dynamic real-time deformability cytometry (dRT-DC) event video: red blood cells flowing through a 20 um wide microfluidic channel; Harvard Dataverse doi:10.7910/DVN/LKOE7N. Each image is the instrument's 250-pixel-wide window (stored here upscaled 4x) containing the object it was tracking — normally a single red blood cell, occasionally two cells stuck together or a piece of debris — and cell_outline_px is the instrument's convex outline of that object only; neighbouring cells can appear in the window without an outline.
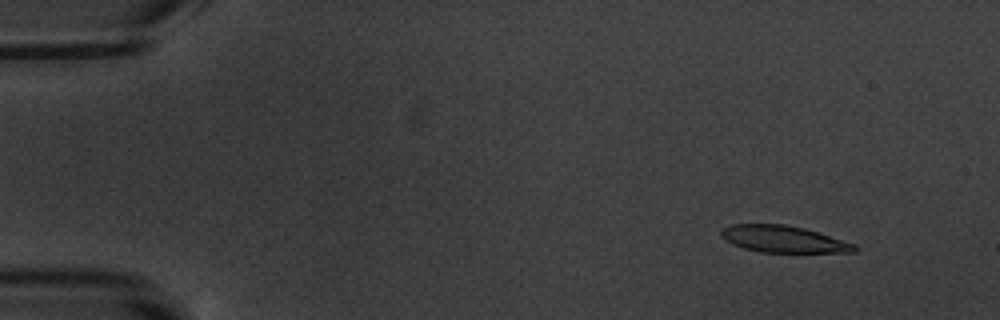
{"species": "common noctule bat (a hibernating species)", "species_latin": "Nyctalus noctula", "temperature_condition": "warm", "stored_images_in_passage": 16, "camera_frame_rate_fps": 3000, "um_per_image_px": 0.085, "animal": {"sex": "male", "body_mass_g": 20.1, "forearm_length_mm": 53.5}, "frame": {"image": 1, "passage_image": 2, "time_ms": 1.333, "image_size_px": [1000, 320], "cell_outline_px": [[860, 248], [856, 252], [760, 252], [744, 248], [732, 244], [724, 240], [720, 236], [720, 232], [724, 228], [732, 224], [784, 224], [804, 228], [856, 244]], "centroid_in_image_um": [66.59, 20.33], "position_along_channel_um": 18.4, "area_um2": 20.81}}
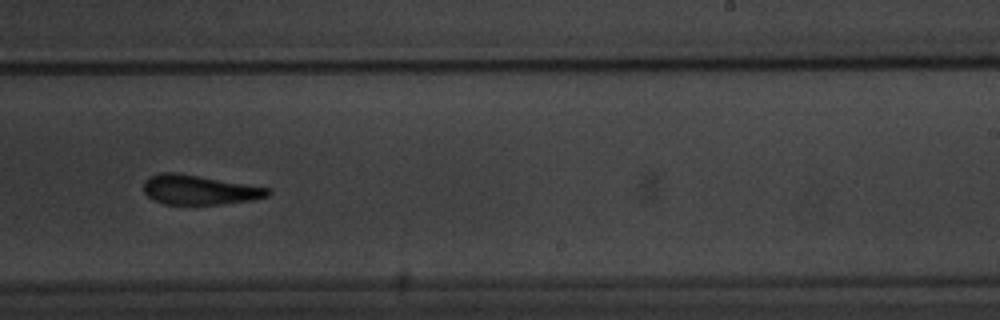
{"frame": {"image": 2, "passage_image": 11, "time_ms": 11.667, "image_size_px": [1000, 320], "cell_outline_px": [[272, 192], [268, 196], [252, 200], [224, 204], [164, 204], [152, 200], [144, 192], [144, 180], [148, 176], [160, 172], [176, 172], [268, 188]], "centroid_in_image_um": [16.89, 16.14], "position_along_channel_um": 272.1, "area_um2": 21.39}}
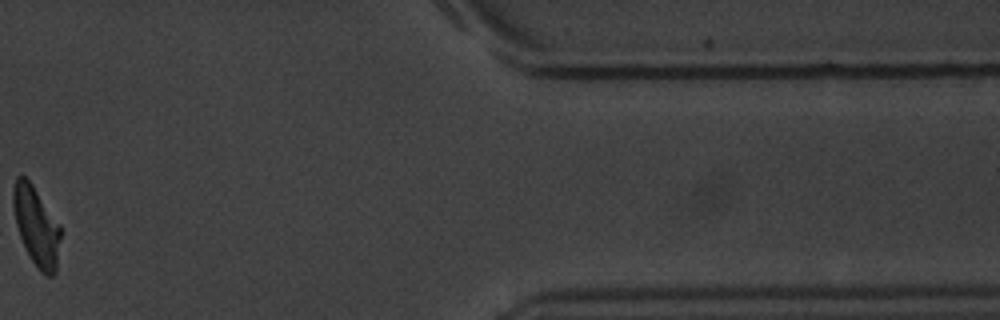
{"frame": {"image": 3, "passage_image": 15, "time_ms": 17.0, "image_size_px": [1000, 320], "cell_outline_px": [[60, 236], [56, 272], [52, 276], [48, 276], [40, 272], [32, 260], [20, 236], [16, 224], [12, 204], [12, 188], [16, 176], [24, 176], [32, 184], [60, 224]], "centroid_in_image_um": [3.08, 19.2], "position_along_channel_um": 408.3, "area_um2": 21.68}, "authors_computed_cell_mechanics": {"area_um2": 22.253, "velocity_mm_per_s": 3.4555, "shape_relaxation_time_tau1_ms": 2.4011, "shape_relaxation_time_tau2_ms": 1.8057, "deformation_change_tau1": 0.1205, "deformation_change_tau2": 0.1145}}